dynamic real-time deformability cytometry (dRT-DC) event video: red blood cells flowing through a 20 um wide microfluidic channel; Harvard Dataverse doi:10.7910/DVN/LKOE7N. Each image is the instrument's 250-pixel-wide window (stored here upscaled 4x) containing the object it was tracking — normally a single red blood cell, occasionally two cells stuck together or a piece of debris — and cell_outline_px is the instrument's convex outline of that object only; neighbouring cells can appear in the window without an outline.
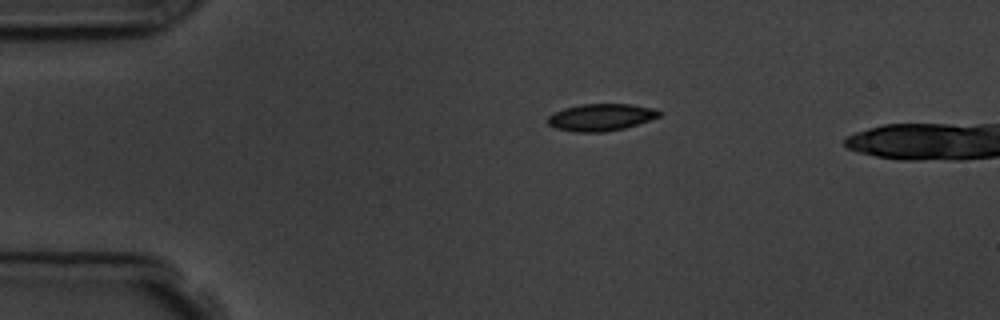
{"species": "common noctule bat (a hibernating species)", "species_latin": "Nyctalus noctula", "temperature_condition": "room temperature", "stored_images_in_passage": 3, "camera_frame_rate_fps": 3000, "um_per_image_px": 0.085, "animal": {"sex": "male", "body_mass_g": 19.5, "forearm_length_mm": 54.6}, "frame": {"image": 1, "passage_image": 1, "time_ms": 0.0, "image_size_px": [1000, 320], "cell_outline_px": [[664, 112], [660, 116], [624, 128], [604, 132], [576, 132], [556, 128], [548, 124], [548, 116], [564, 108], [580, 104], [632, 104], [652, 108]], "centroid_in_image_um": [51.09, 9.96], "position_along_channel_um": 33.9, "area_um2": 17.46}}